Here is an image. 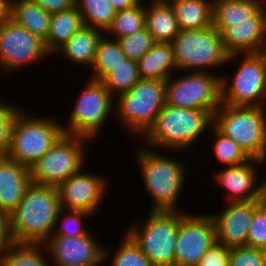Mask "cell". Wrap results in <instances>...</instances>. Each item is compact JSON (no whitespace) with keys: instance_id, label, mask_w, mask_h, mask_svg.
Masks as SVG:
<instances>
[{"instance_id":"6da1fadb","label":"cell","mask_w":266,"mask_h":266,"mask_svg":"<svg viewBox=\"0 0 266 266\" xmlns=\"http://www.w3.org/2000/svg\"><path fill=\"white\" fill-rule=\"evenodd\" d=\"M60 210L56 187L31 182L9 214L14 242L45 243L53 234Z\"/></svg>"},{"instance_id":"7a4b0ae2","label":"cell","mask_w":266,"mask_h":266,"mask_svg":"<svg viewBox=\"0 0 266 266\" xmlns=\"http://www.w3.org/2000/svg\"><path fill=\"white\" fill-rule=\"evenodd\" d=\"M213 115L208 110L178 108L165 104L156 116L155 122L141 137L145 146L163 148L175 153L193 146L205 130L212 128ZM171 149V150H170Z\"/></svg>"},{"instance_id":"3957f363","label":"cell","mask_w":266,"mask_h":266,"mask_svg":"<svg viewBox=\"0 0 266 266\" xmlns=\"http://www.w3.org/2000/svg\"><path fill=\"white\" fill-rule=\"evenodd\" d=\"M134 152L145 190L153 200L151 210H180L178 199L188 176L186 163L156 153L145 145H138Z\"/></svg>"},{"instance_id":"277c9868","label":"cell","mask_w":266,"mask_h":266,"mask_svg":"<svg viewBox=\"0 0 266 266\" xmlns=\"http://www.w3.org/2000/svg\"><path fill=\"white\" fill-rule=\"evenodd\" d=\"M265 107L221 103L213 114V126L235 141L250 158L266 162Z\"/></svg>"},{"instance_id":"5b68a950","label":"cell","mask_w":266,"mask_h":266,"mask_svg":"<svg viewBox=\"0 0 266 266\" xmlns=\"http://www.w3.org/2000/svg\"><path fill=\"white\" fill-rule=\"evenodd\" d=\"M183 210H151L142 222H133L125 231L153 266H175V244ZM141 223V224H140Z\"/></svg>"},{"instance_id":"8992f818","label":"cell","mask_w":266,"mask_h":266,"mask_svg":"<svg viewBox=\"0 0 266 266\" xmlns=\"http://www.w3.org/2000/svg\"><path fill=\"white\" fill-rule=\"evenodd\" d=\"M51 117L29 116L20 109L12 123L10 144L5 156L31 167L64 134L62 122Z\"/></svg>"},{"instance_id":"52a82bcc","label":"cell","mask_w":266,"mask_h":266,"mask_svg":"<svg viewBox=\"0 0 266 266\" xmlns=\"http://www.w3.org/2000/svg\"><path fill=\"white\" fill-rule=\"evenodd\" d=\"M165 81L140 79L129 91L115 97L114 114L127 132L141 137L166 104Z\"/></svg>"},{"instance_id":"ba28073f","label":"cell","mask_w":266,"mask_h":266,"mask_svg":"<svg viewBox=\"0 0 266 266\" xmlns=\"http://www.w3.org/2000/svg\"><path fill=\"white\" fill-rule=\"evenodd\" d=\"M171 45L177 72L181 71L179 74L219 69L227 65L230 56L221 33L213 25L203 29L180 30Z\"/></svg>"},{"instance_id":"9c48e42d","label":"cell","mask_w":266,"mask_h":266,"mask_svg":"<svg viewBox=\"0 0 266 266\" xmlns=\"http://www.w3.org/2000/svg\"><path fill=\"white\" fill-rule=\"evenodd\" d=\"M88 138L64 133L58 141L29 167L33 183L56 187L86 165ZM86 158V159H85Z\"/></svg>"},{"instance_id":"30bf717a","label":"cell","mask_w":266,"mask_h":266,"mask_svg":"<svg viewBox=\"0 0 266 266\" xmlns=\"http://www.w3.org/2000/svg\"><path fill=\"white\" fill-rule=\"evenodd\" d=\"M240 58L242 59L238 68L233 71L235 73L232 80L225 74L221 76V103L233 106H266V68L261 58L256 53L231 54L227 64Z\"/></svg>"},{"instance_id":"8fae6325","label":"cell","mask_w":266,"mask_h":266,"mask_svg":"<svg viewBox=\"0 0 266 266\" xmlns=\"http://www.w3.org/2000/svg\"><path fill=\"white\" fill-rule=\"evenodd\" d=\"M76 99L64 133L96 140L114 111L115 97L101 81L89 78Z\"/></svg>"},{"instance_id":"7c38bea8","label":"cell","mask_w":266,"mask_h":266,"mask_svg":"<svg viewBox=\"0 0 266 266\" xmlns=\"http://www.w3.org/2000/svg\"><path fill=\"white\" fill-rule=\"evenodd\" d=\"M165 81L167 105L208 110L212 115L221 104V75L207 71H185ZM215 73V74H214Z\"/></svg>"},{"instance_id":"4fadbf2b","label":"cell","mask_w":266,"mask_h":266,"mask_svg":"<svg viewBox=\"0 0 266 266\" xmlns=\"http://www.w3.org/2000/svg\"><path fill=\"white\" fill-rule=\"evenodd\" d=\"M51 56L44 40L11 19L0 25V68L4 74ZM39 59V60H38Z\"/></svg>"},{"instance_id":"5bb4252c","label":"cell","mask_w":266,"mask_h":266,"mask_svg":"<svg viewBox=\"0 0 266 266\" xmlns=\"http://www.w3.org/2000/svg\"><path fill=\"white\" fill-rule=\"evenodd\" d=\"M216 243L215 224L206 214L187 213L179 223L175 244V266H197Z\"/></svg>"},{"instance_id":"9a60e30c","label":"cell","mask_w":266,"mask_h":266,"mask_svg":"<svg viewBox=\"0 0 266 266\" xmlns=\"http://www.w3.org/2000/svg\"><path fill=\"white\" fill-rule=\"evenodd\" d=\"M108 185V179L103 175L82 169L56 186L61 209L96 214Z\"/></svg>"},{"instance_id":"2e32d148","label":"cell","mask_w":266,"mask_h":266,"mask_svg":"<svg viewBox=\"0 0 266 266\" xmlns=\"http://www.w3.org/2000/svg\"><path fill=\"white\" fill-rule=\"evenodd\" d=\"M45 245L53 266H98L111 254L96 241L92 231L78 237L51 235Z\"/></svg>"},{"instance_id":"e0dca14e","label":"cell","mask_w":266,"mask_h":266,"mask_svg":"<svg viewBox=\"0 0 266 266\" xmlns=\"http://www.w3.org/2000/svg\"><path fill=\"white\" fill-rule=\"evenodd\" d=\"M263 163L260 159L251 158L241 165L226 166L214 173L215 183L227 191L225 202L264 200L266 177L258 182L256 173L258 164L261 166Z\"/></svg>"},{"instance_id":"ac0fdd59","label":"cell","mask_w":266,"mask_h":266,"mask_svg":"<svg viewBox=\"0 0 266 266\" xmlns=\"http://www.w3.org/2000/svg\"><path fill=\"white\" fill-rule=\"evenodd\" d=\"M263 201L226 202L223 212L209 214L215 224L216 242L229 248L247 246L254 211Z\"/></svg>"},{"instance_id":"d6986e66","label":"cell","mask_w":266,"mask_h":266,"mask_svg":"<svg viewBox=\"0 0 266 266\" xmlns=\"http://www.w3.org/2000/svg\"><path fill=\"white\" fill-rule=\"evenodd\" d=\"M221 37L230 55L257 53L266 38V5L247 21L227 27Z\"/></svg>"},{"instance_id":"ffe728a7","label":"cell","mask_w":266,"mask_h":266,"mask_svg":"<svg viewBox=\"0 0 266 266\" xmlns=\"http://www.w3.org/2000/svg\"><path fill=\"white\" fill-rule=\"evenodd\" d=\"M31 183L29 168L0 156V209L10 214Z\"/></svg>"},{"instance_id":"44dd1931","label":"cell","mask_w":266,"mask_h":266,"mask_svg":"<svg viewBox=\"0 0 266 266\" xmlns=\"http://www.w3.org/2000/svg\"><path fill=\"white\" fill-rule=\"evenodd\" d=\"M137 68L140 79L166 81L178 71L171 43L155 42L151 49L137 60Z\"/></svg>"},{"instance_id":"7402d4cb","label":"cell","mask_w":266,"mask_h":266,"mask_svg":"<svg viewBox=\"0 0 266 266\" xmlns=\"http://www.w3.org/2000/svg\"><path fill=\"white\" fill-rule=\"evenodd\" d=\"M265 5L266 0H213V26L222 33L254 17Z\"/></svg>"},{"instance_id":"603a6c76","label":"cell","mask_w":266,"mask_h":266,"mask_svg":"<svg viewBox=\"0 0 266 266\" xmlns=\"http://www.w3.org/2000/svg\"><path fill=\"white\" fill-rule=\"evenodd\" d=\"M102 32V33H101ZM103 31L87 26H83L66 43L58 48L53 55L63 54L68 61L81 66H92L97 44Z\"/></svg>"},{"instance_id":"cb8c5ba5","label":"cell","mask_w":266,"mask_h":266,"mask_svg":"<svg viewBox=\"0 0 266 266\" xmlns=\"http://www.w3.org/2000/svg\"><path fill=\"white\" fill-rule=\"evenodd\" d=\"M145 27L155 42L171 43L180 32L172 5L165 3L145 4Z\"/></svg>"},{"instance_id":"d4e9b609","label":"cell","mask_w":266,"mask_h":266,"mask_svg":"<svg viewBox=\"0 0 266 266\" xmlns=\"http://www.w3.org/2000/svg\"><path fill=\"white\" fill-rule=\"evenodd\" d=\"M9 19L45 40L51 14L30 0H10Z\"/></svg>"},{"instance_id":"484cf974","label":"cell","mask_w":266,"mask_h":266,"mask_svg":"<svg viewBox=\"0 0 266 266\" xmlns=\"http://www.w3.org/2000/svg\"><path fill=\"white\" fill-rule=\"evenodd\" d=\"M83 26L82 16L76 6L51 14L49 31L44 40L46 50L53 56Z\"/></svg>"},{"instance_id":"4316f807","label":"cell","mask_w":266,"mask_h":266,"mask_svg":"<svg viewBox=\"0 0 266 266\" xmlns=\"http://www.w3.org/2000/svg\"><path fill=\"white\" fill-rule=\"evenodd\" d=\"M180 30L213 25V0H176L171 3Z\"/></svg>"},{"instance_id":"83f0119b","label":"cell","mask_w":266,"mask_h":266,"mask_svg":"<svg viewBox=\"0 0 266 266\" xmlns=\"http://www.w3.org/2000/svg\"><path fill=\"white\" fill-rule=\"evenodd\" d=\"M45 243L13 242L0 252L1 266H52L45 258Z\"/></svg>"},{"instance_id":"f1b7e54d","label":"cell","mask_w":266,"mask_h":266,"mask_svg":"<svg viewBox=\"0 0 266 266\" xmlns=\"http://www.w3.org/2000/svg\"><path fill=\"white\" fill-rule=\"evenodd\" d=\"M109 38V39H108ZM128 57L120 48L116 39H111L103 34L98 41L93 64V73L89 78L101 81L114 68L123 64Z\"/></svg>"},{"instance_id":"f546056e","label":"cell","mask_w":266,"mask_h":266,"mask_svg":"<svg viewBox=\"0 0 266 266\" xmlns=\"http://www.w3.org/2000/svg\"><path fill=\"white\" fill-rule=\"evenodd\" d=\"M84 26L99 29L103 32L110 26L116 14L110 0H75Z\"/></svg>"},{"instance_id":"4dcf8cb0","label":"cell","mask_w":266,"mask_h":266,"mask_svg":"<svg viewBox=\"0 0 266 266\" xmlns=\"http://www.w3.org/2000/svg\"><path fill=\"white\" fill-rule=\"evenodd\" d=\"M143 28H145V4L140 3L133 8L117 11L110 26L104 33L105 35H110L108 37H114L117 40Z\"/></svg>"},{"instance_id":"1f68e13d","label":"cell","mask_w":266,"mask_h":266,"mask_svg":"<svg viewBox=\"0 0 266 266\" xmlns=\"http://www.w3.org/2000/svg\"><path fill=\"white\" fill-rule=\"evenodd\" d=\"M139 80L137 61L127 59L123 64L108 73L101 82L116 97L118 94L129 91Z\"/></svg>"},{"instance_id":"d6a6232c","label":"cell","mask_w":266,"mask_h":266,"mask_svg":"<svg viewBox=\"0 0 266 266\" xmlns=\"http://www.w3.org/2000/svg\"><path fill=\"white\" fill-rule=\"evenodd\" d=\"M212 130L215 136L212 152L218 162L226 166H237L251 159L235 141L224 136L214 126Z\"/></svg>"},{"instance_id":"836d02e7","label":"cell","mask_w":266,"mask_h":266,"mask_svg":"<svg viewBox=\"0 0 266 266\" xmlns=\"http://www.w3.org/2000/svg\"><path fill=\"white\" fill-rule=\"evenodd\" d=\"M109 266H153L133 239L124 232Z\"/></svg>"},{"instance_id":"e575fe53","label":"cell","mask_w":266,"mask_h":266,"mask_svg":"<svg viewBox=\"0 0 266 266\" xmlns=\"http://www.w3.org/2000/svg\"><path fill=\"white\" fill-rule=\"evenodd\" d=\"M63 213H65V215ZM91 215L93 216V214L86 211L67 210L66 212V210L61 209L57 215L52 235L61 237H78L85 235L88 230L85 229L84 219H87Z\"/></svg>"},{"instance_id":"d590c367","label":"cell","mask_w":266,"mask_h":266,"mask_svg":"<svg viewBox=\"0 0 266 266\" xmlns=\"http://www.w3.org/2000/svg\"><path fill=\"white\" fill-rule=\"evenodd\" d=\"M117 41L128 59L136 61L141 59L155 43L146 27Z\"/></svg>"},{"instance_id":"8d00e7d4","label":"cell","mask_w":266,"mask_h":266,"mask_svg":"<svg viewBox=\"0 0 266 266\" xmlns=\"http://www.w3.org/2000/svg\"><path fill=\"white\" fill-rule=\"evenodd\" d=\"M229 266H266V250L249 246L232 247Z\"/></svg>"},{"instance_id":"74e56055","label":"cell","mask_w":266,"mask_h":266,"mask_svg":"<svg viewBox=\"0 0 266 266\" xmlns=\"http://www.w3.org/2000/svg\"><path fill=\"white\" fill-rule=\"evenodd\" d=\"M247 246L266 250V202L254 211L248 232Z\"/></svg>"},{"instance_id":"f35d334b","label":"cell","mask_w":266,"mask_h":266,"mask_svg":"<svg viewBox=\"0 0 266 266\" xmlns=\"http://www.w3.org/2000/svg\"><path fill=\"white\" fill-rule=\"evenodd\" d=\"M0 98V156H5L10 144L12 123L20 107Z\"/></svg>"},{"instance_id":"ab89813d","label":"cell","mask_w":266,"mask_h":266,"mask_svg":"<svg viewBox=\"0 0 266 266\" xmlns=\"http://www.w3.org/2000/svg\"><path fill=\"white\" fill-rule=\"evenodd\" d=\"M230 248L216 242L202 256L197 266H229Z\"/></svg>"},{"instance_id":"60d3db41","label":"cell","mask_w":266,"mask_h":266,"mask_svg":"<svg viewBox=\"0 0 266 266\" xmlns=\"http://www.w3.org/2000/svg\"><path fill=\"white\" fill-rule=\"evenodd\" d=\"M38 4L48 13L66 11L75 6V0H30Z\"/></svg>"},{"instance_id":"b9f144b4","label":"cell","mask_w":266,"mask_h":266,"mask_svg":"<svg viewBox=\"0 0 266 266\" xmlns=\"http://www.w3.org/2000/svg\"><path fill=\"white\" fill-rule=\"evenodd\" d=\"M13 242L9 214L0 209V252L10 246Z\"/></svg>"},{"instance_id":"7bdbcfd3","label":"cell","mask_w":266,"mask_h":266,"mask_svg":"<svg viewBox=\"0 0 266 266\" xmlns=\"http://www.w3.org/2000/svg\"><path fill=\"white\" fill-rule=\"evenodd\" d=\"M110 1L116 12L124 9L133 8L141 3L140 0H110Z\"/></svg>"},{"instance_id":"ee69618b","label":"cell","mask_w":266,"mask_h":266,"mask_svg":"<svg viewBox=\"0 0 266 266\" xmlns=\"http://www.w3.org/2000/svg\"><path fill=\"white\" fill-rule=\"evenodd\" d=\"M10 0H0V25L9 19Z\"/></svg>"},{"instance_id":"f6af8a7d","label":"cell","mask_w":266,"mask_h":266,"mask_svg":"<svg viewBox=\"0 0 266 266\" xmlns=\"http://www.w3.org/2000/svg\"><path fill=\"white\" fill-rule=\"evenodd\" d=\"M262 60L265 68H266V38L262 42V45L260 46L259 50L256 53Z\"/></svg>"},{"instance_id":"bcb514c9","label":"cell","mask_w":266,"mask_h":266,"mask_svg":"<svg viewBox=\"0 0 266 266\" xmlns=\"http://www.w3.org/2000/svg\"><path fill=\"white\" fill-rule=\"evenodd\" d=\"M143 1H147L149 3H165V4H171L172 2L176 1V0H140L141 3H143Z\"/></svg>"}]
</instances>
